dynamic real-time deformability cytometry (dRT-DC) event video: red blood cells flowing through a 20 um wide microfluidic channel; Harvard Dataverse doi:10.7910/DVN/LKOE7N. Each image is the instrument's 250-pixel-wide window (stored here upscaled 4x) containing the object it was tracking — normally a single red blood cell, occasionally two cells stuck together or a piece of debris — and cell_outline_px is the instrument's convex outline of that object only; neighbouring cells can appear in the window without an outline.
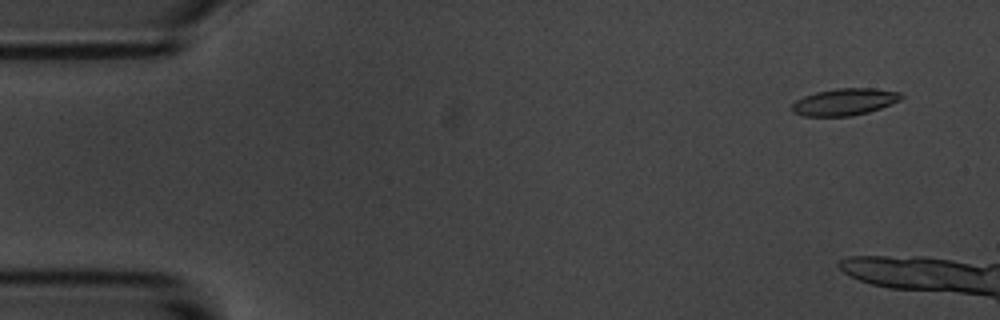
{"species": "common noctule bat (a hibernating species)", "species_latin": "Nyctalus noctula", "temperature_condition": "room temperature", "stored_images_in_passage": 13, "camera_frame_rate_fps": 3000, "um_per_image_px": 0.085, "animal": {"sex": "male", "body_mass_g": 20.1, "forearm_length_mm": 53.5}, "frame": {"image": 1, "passage_image": 4, "time_ms": 1.0, "image_size_px": [1000, 320], "cell_outline_px": [[904, 96], [900, 100], [880, 108], [868, 112], [852, 116], [804, 116], [792, 112], [792, 104], [796, 100], [804, 96], [816, 92], [836, 88], [876, 88], [900, 92]], "centroid_in_image_um": [71.79, 8.65], "position_along_channel_um": 13.2, "area_um2": 17.17}}